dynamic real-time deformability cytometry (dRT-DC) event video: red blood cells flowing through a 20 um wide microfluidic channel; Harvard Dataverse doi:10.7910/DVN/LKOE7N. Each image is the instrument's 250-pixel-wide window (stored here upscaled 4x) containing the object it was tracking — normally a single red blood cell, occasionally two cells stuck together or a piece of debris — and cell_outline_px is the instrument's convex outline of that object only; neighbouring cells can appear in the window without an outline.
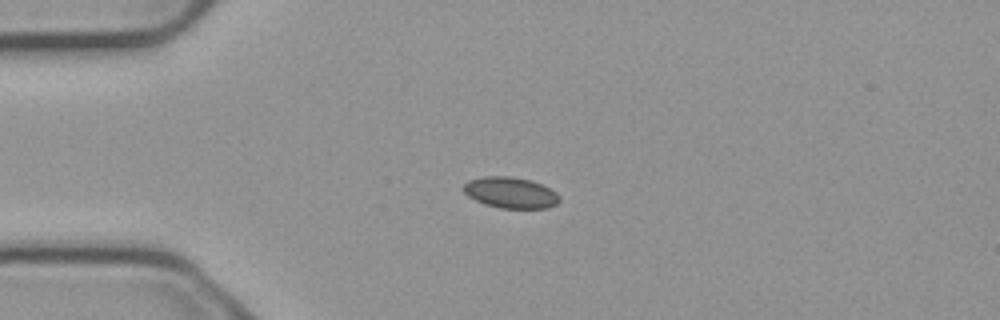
{"species": "common noctule bat (a hibernating species)", "species_latin": "Nyctalus noctula", "temperature_condition": "cold", "stored_images_in_passage": 55, "camera_frame_rate_fps": 3000, "um_per_image_px": 0.085, "animal": {"sex": "male", "body_mass_g": 23.1, "forearm_length_mm": 52.7}, "frame": {"image": 1, "passage_image": 13, "time_ms": 4.0, "image_size_px": [1000, 320], "cell_outline_px": [[560, 200], [556, 204], [548, 208], [500, 208], [484, 204], [468, 196], [460, 188], [468, 180], [484, 176], [508, 176], [532, 180], [556, 192], [560, 196]], "centroid_in_image_um": [43.37, 16.37], "position_along_channel_um": 41.6, "area_um2": 17.46}}
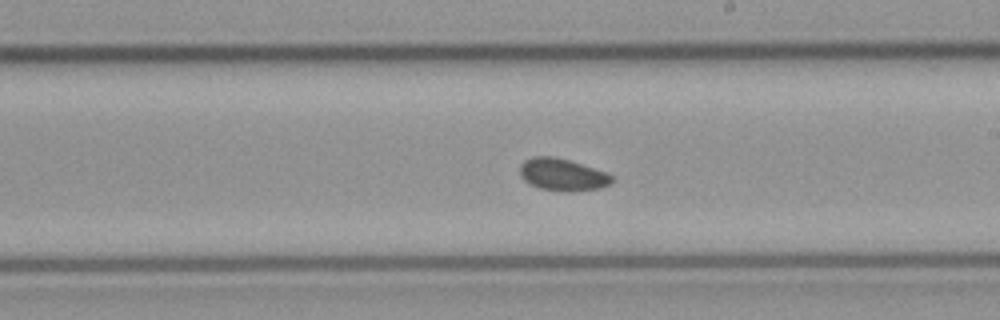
{"frame": {"image": 2, "passage_image": 31, "time_ms": 10.0, "image_size_px": [1000, 320], "cell_outline_px": [[616, 180], [600, 188], [572, 192], [564, 192], [540, 188], [524, 180], [520, 176], [520, 164], [524, 160], [532, 156], [552, 156], [568, 160], [604, 172], [612, 176]], "centroid_in_image_um": [47.78, 14.85], "position_along_channel_um": 241.2, "area_um2": 17.17}}
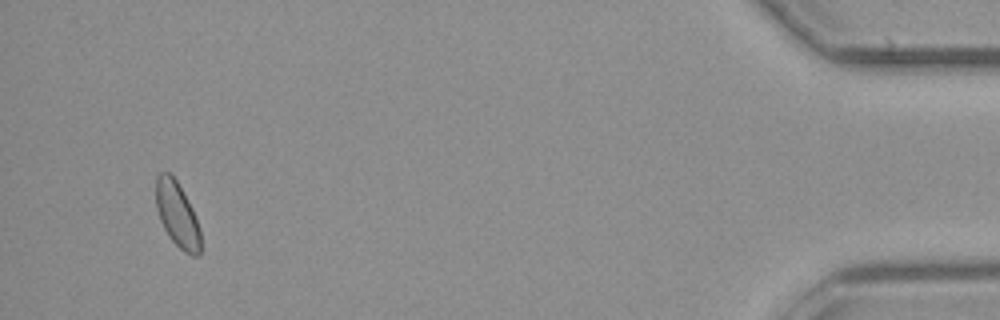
{"frame": {"image": 3, "passage_image": 52, "time_ms": 17.0, "image_size_px": [1000, 320], "cell_outline_px": [[200, 256], [192, 256], [184, 252], [168, 236], [160, 220], [156, 208], [156, 176], [160, 172], [168, 172], [176, 180], [192, 208], [200, 228]], "centroid_in_image_um": [15.06, 18.25], "position_along_channel_um": 420.1, "area_um2": 16.88}, "authors_computed_cell_mechanics": {"area_um2": 17.1088, "velocity_mm_per_s": 3.7255, "shape_relaxation_time_tau1_ms": null, "shape_relaxation_time_tau2_ms": 7.049, "deformation_change_tau1": null, "deformation_change_tau2": 0.0708}}